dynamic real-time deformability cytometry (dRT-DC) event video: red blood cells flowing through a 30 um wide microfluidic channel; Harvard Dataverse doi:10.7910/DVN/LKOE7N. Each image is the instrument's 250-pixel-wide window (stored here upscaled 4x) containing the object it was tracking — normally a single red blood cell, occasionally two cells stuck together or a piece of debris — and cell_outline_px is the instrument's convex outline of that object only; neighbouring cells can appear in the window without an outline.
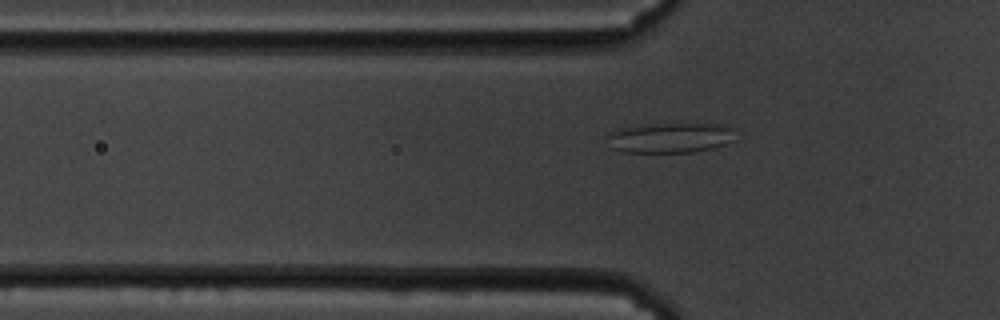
{"species": "common noctule bat (a hibernating species)", "species_latin": "Nyctalus noctula", "temperature_condition": "cold", "stored_images_in_passage": 45, "camera_frame_rate_fps": 3000, "um_per_image_px": 0.085, "animal": {"sex": "male", "body_mass_g": 19.5, "forearm_length_mm": 54.6}, "frame": {"image": 1, "passage_image": 11, "time_ms": 3.333, "image_size_px": [1000, 320], "cell_outline_px": [[732, 140], [724, 144], [712, 148], [692, 152], [624, 152], [612, 148], [604, 136], [620, 128], [640, 124], [680, 120], [720, 124], [732, 128]], "centroid_in_image_um": [56.93, 11.64], "position_along_channel_um": 68.9, "area_um2": 23.52}}
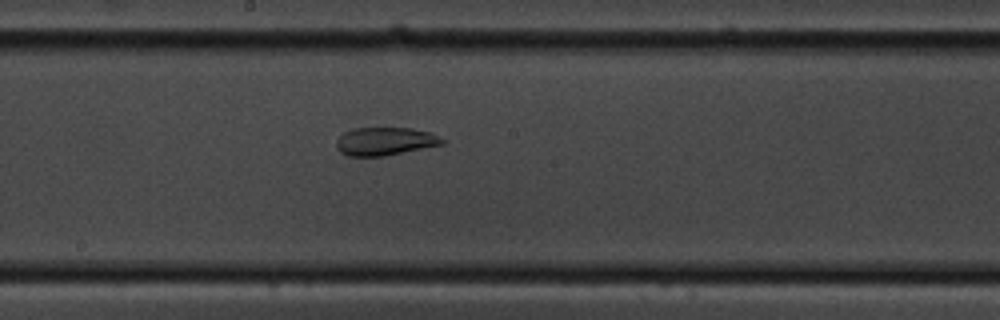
{"frame": {"image": 2, "passage_image": 24, "time_ms": 7.667, "image_size_px": [1000, 320], "cell_outline_px": [[444, 144], [384, 156], [348, 156], [340, 152], [336, 148], [336, 140], [344, 132], [352, 128], [412, 128], [432, 132], [444, 140]], "centroid_in_image_um": [32.71, 12.01], "position_along_channel_um": 215.5, "area_um2": 17.4}}
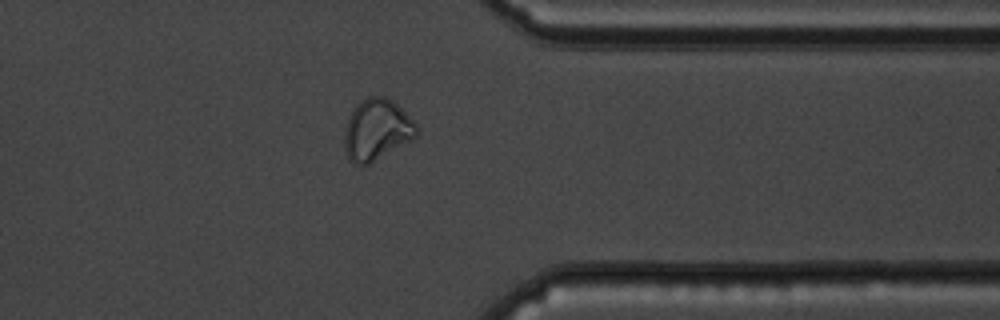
{"frame": {"image": 3, "passage_image": 39, "time_ms": 12.667, "image_size_px": [1000, 320], "cell_outline_px": [[416, 136], [368, 164], [352, 164], [348, 160], [344, 148], [344, 132], [348, 120], [356, 104], [360, 100], [368, 96], [384, 96], [392, 100], [416, 124]], "centroid_in_image_um": [31.96, 11.02], "position_along_channel_um": 379.4, "area_um2": 25.2}}